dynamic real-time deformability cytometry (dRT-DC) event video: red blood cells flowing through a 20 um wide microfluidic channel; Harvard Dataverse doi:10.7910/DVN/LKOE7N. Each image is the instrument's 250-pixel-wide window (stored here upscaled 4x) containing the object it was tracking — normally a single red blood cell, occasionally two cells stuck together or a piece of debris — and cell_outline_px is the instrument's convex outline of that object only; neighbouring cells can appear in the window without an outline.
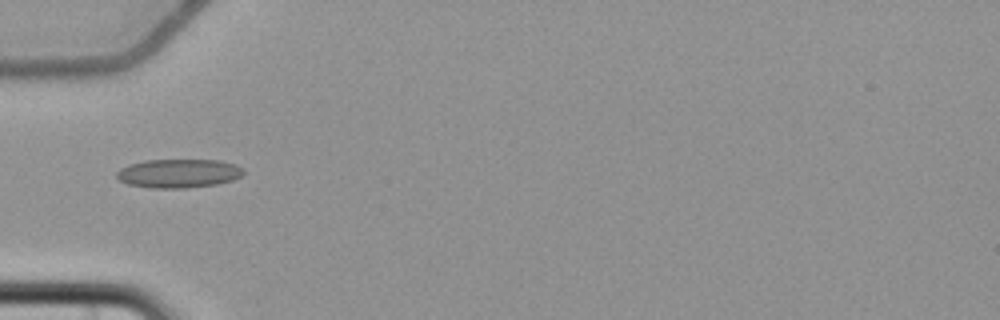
{"species": "common noctule bat (a hibernating species)", "species_latin": "Nyctalus noctula", "temperature_condition": "cold", "stored_images_in_passage": 8, "camera_frame_rate_fps": 3000, "um_per_image_px": 0.085, "animal": {"sex": "female", "body_mass_g": 22.7, "forearm_length_mm": 54.2}, "frame": {"image": 1, "passage_image": 6, "time_ms": 6.333, "image_size_px": [1000, 320], "cell_outline_px": [[244, 172], [240, 176], [232, 180], [216, 184], [184, 188], [152, 188], [128, 184], [120, 180], [116, 176], [116, 172], [120, 168], [128, 164], [144, 160], [220, 160], [236, 164], [244, 168]], "centroid_in_image_um": [15.17, 14.73], "position_along_channel_um": 69.8, "area_um2": 21.33}}
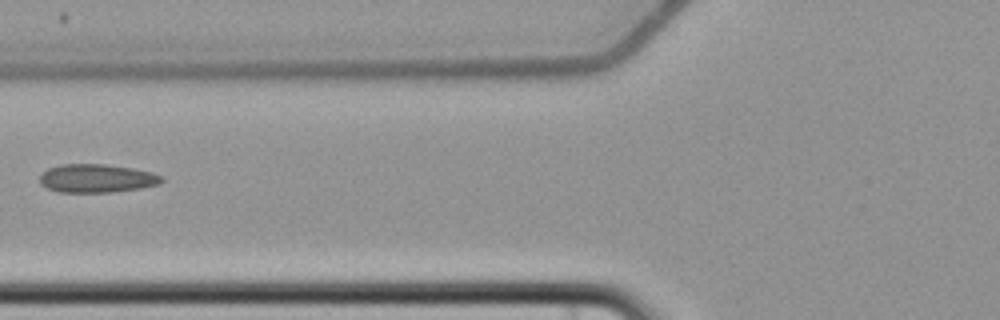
{"frame": {"image": 2, "passage_image": 7, "time_ms": 7.667, "image_size_px": [1000, 320], "cell_outline_px": [[164, 180], [160, 184], [140, 188], [112, 192], [60, 192], [48, 188], [40, 184], [40, 176], [48, 168], [60, 164], [104, 164], [132, 168], [152, 172], [164, 176]], "centroid_in_image_um": [8.25, 15.15], "position_along_channel_um": 117.5, "area_um2": 20.23}}
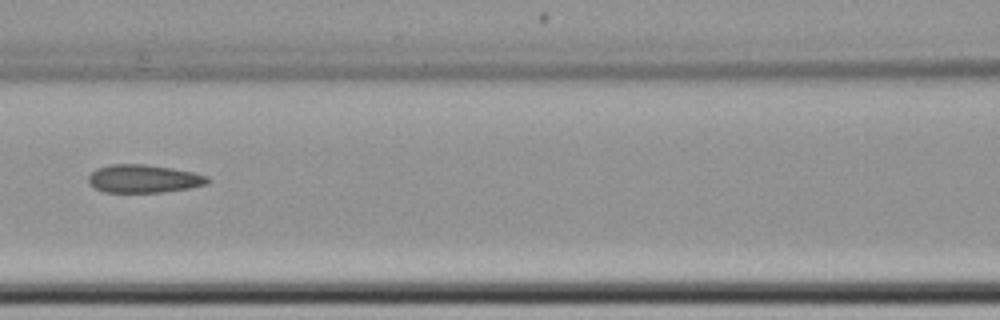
{"frame": {"image": 3, "passage_image": 8, "time_ms": 8.667, "image_size_px": [1000, 320], "cell_outline_px": [[208, 184], [188, 188], [160, 192], [104, 192], [92, 188], [88, 184], [88, 176], [96, 168], [112, 164], [144, 164], [172, 168], [192, 172], [208, 176]], "centroid_in_image_um": [12.15, 15.19], "position_along_channel_um": 154.4, "area_um2": 19.54}}